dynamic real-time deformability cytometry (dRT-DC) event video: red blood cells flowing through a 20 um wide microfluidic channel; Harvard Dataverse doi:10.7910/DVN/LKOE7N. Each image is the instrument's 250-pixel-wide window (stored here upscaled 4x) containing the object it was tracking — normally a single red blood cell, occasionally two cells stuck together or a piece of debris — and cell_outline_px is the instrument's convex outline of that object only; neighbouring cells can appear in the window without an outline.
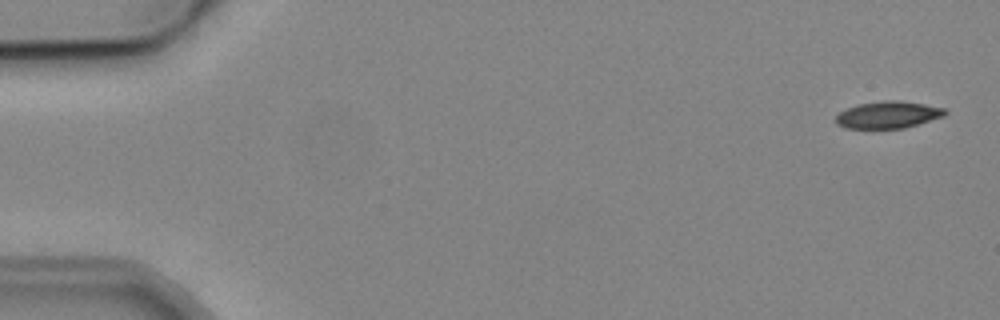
{"species": "common noctule bat (a hibernating species)", "species_latin": "Nyctalus noctula", "temperature_condition": "cold", "stored_images_in_passage": 3, "camera_frame_rate_fps": 3000, "um_per_image_px": 0.085, "animal": {"sex": "male", "body_mass_g": 19.2, "forearm_length_mm": 51.8}, "frame": {"image": 1, "passage_image": 1, "time_ms": 0.0, "image_size_px": [1000, 320], "cell_outline_px": [[948, 112], [944, 116], [904, 128], [872, 132], [844, 128], [836, 124], [836, 116], [840, 112], [848, 108], [860, 104], [884, 100], [900, 100], [924, 104], [944, 108]], "centroid_in_image_um": [75.43, 9.81], "position_along_channel_um": 9.6, "area_um2": 17.92}}